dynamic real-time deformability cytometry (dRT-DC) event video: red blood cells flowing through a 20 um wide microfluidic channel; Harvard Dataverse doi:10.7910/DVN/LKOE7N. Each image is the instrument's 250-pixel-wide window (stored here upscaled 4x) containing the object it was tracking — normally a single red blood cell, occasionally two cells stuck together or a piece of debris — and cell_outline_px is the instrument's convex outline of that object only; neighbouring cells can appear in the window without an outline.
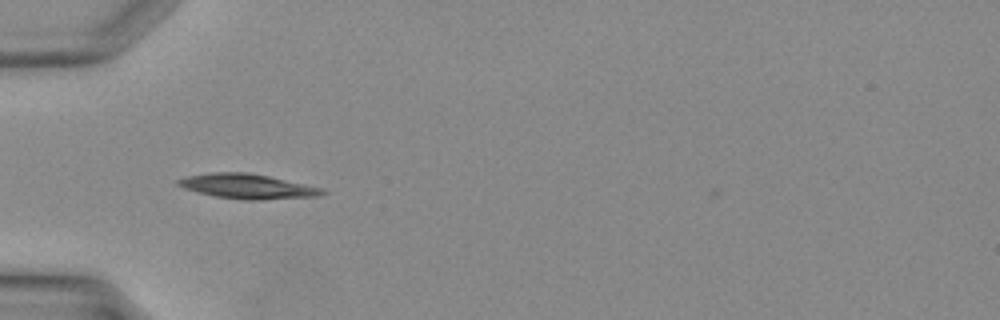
{"species": "Egyptian fruit bat (a non-hibernating species)", "species_latin": "Rousettus aegyptiacus", "temperature_condition": "warm", "stored_images_in_passage": 26, "camera_frame_rate_fps": 3000, "um_per_image_px": 0.085, "animal": {"sex": "female"}, "frame": {"image": 1, "passage_image": 1, "time_ms": 0.0, "image_size_px": [1000, 320], "cell_outline_px": [[328, 192], [316, 196], [260, 200], [240, 200], [212, 196], [196, 192], [184, 188], [176, 184], [176, 180], [184, 176], [208, 172], [248, 172], [268, 176], [320, 188]], "centroid_in_image_um": [20.92, 15.84], "position_along_channel_um": 64.1, "area_um2": 20.87}}
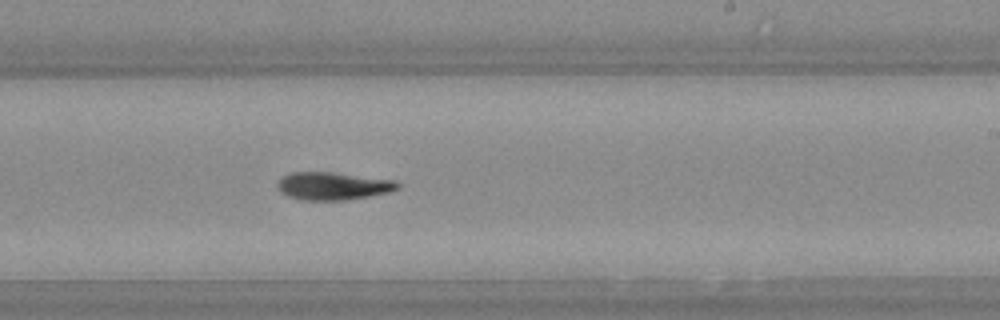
{"frame": {"image": 2, "passage_image": 12, "time_ms": 3.667, "image_size_px": [1000, 320], "cell_outline_px": [[400, 188], [388, 192], [368, 196], [344, 200], [304, 200], [288, 196], [280, 192], [276, 188], [276, 180], [288, 172], [332, 172], [396, 180], [400, 184]], "centroid_in_image_um": [28.25, 15.8], "position_along_channel_um": 260.7, "area_um2": 19.65}}
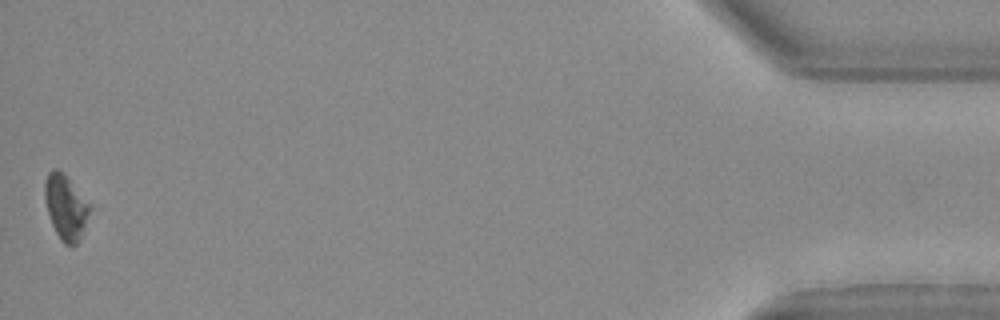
{"frame": {"image": 3, "passage_image": 26, "time_ms": 8.333, "image_size_px": [1000, 320], "cell_outline_px": [[92, 208], [80, 236], [76, 244], [64, 244], [60, 240], [52, 224], [44, 200], [44, 180], [48, 172], [52, 168], [56, 168], [64, 172], [92, 204]], "centroid_in_image_um": [5.59, 17.52], "position_along_channel_um": 429.6, "area_um2": 17.28}}